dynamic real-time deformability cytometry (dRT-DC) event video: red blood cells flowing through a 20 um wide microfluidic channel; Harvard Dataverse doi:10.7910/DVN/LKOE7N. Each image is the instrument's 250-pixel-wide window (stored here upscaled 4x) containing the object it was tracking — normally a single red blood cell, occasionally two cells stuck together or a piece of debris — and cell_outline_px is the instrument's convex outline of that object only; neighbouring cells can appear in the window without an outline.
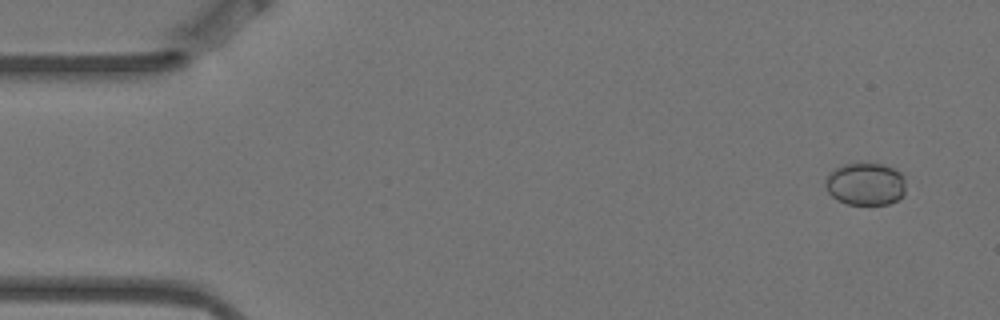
{"species": "Egyptian fruit bat (a non-hibernating species)", "species_latin": "Rousettus aegyptiacus", "temperature_condition": "warm", "stored_images_in_passage": 6, "camera_frame_rate_fps": 3000, "um_per_image_px": 0.085, "animal": {"sex": "female"}, "frame": {"image": 1, "passage_image": 1, "time_ms": 0.0, "image_size_px": [1000, 320], "cell_outline_px": [[904, 196], [888, 204], [848, 204], [836, 200], [828, 192], [824, 184], [824, 180], [832, 168], [844, 164], [860, 160], [884, 164], [900, 172], [904, 176]], "centroid_in_image_um": [73.53, 15.59], "position_along_channel_um": 11.5, "area_um2": 20.63}}
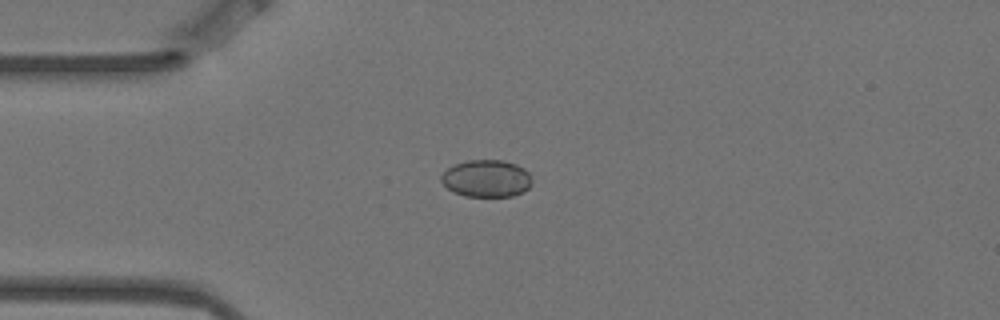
{"frame": {"image": 2, "passage_image": 4, "time_ms": 1.0, "image_size_px": [1000, 320], "cell_outline_px": [[532, 184], [524, 192], [512, 196], [464, 196], [452, 192], [440, 180], [440, 176], [448, 168], [456, 164], [468, 160], [504, 160], [516, 164], [524, 168], [528, 172], [532, 180]], "centroid_in_image_um": [41.36, 15.17], "position_along_channel_um": 43.6, "area_um2": 19.77}}
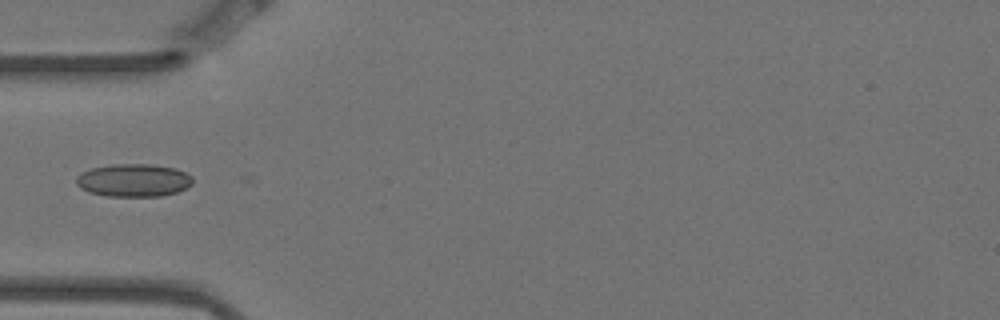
{"frame": {"image": 3, "passage_image": 5, "time_ms": 1.333, "image_size_px": [1000, 320], "cell_outline_px": [[192, 184], [176, 192], [160, 196], [108, 196], [88, 192], [80, 188], [76, 184], [76, 176], [80, 172], [92, 168], [112, 164], [152, 164], [176, 168], [192, 176]], "centroid_in_image_um": [11.32, 15.31], "position_along_channel_um": 73.7, "area_um2": 22.37}}